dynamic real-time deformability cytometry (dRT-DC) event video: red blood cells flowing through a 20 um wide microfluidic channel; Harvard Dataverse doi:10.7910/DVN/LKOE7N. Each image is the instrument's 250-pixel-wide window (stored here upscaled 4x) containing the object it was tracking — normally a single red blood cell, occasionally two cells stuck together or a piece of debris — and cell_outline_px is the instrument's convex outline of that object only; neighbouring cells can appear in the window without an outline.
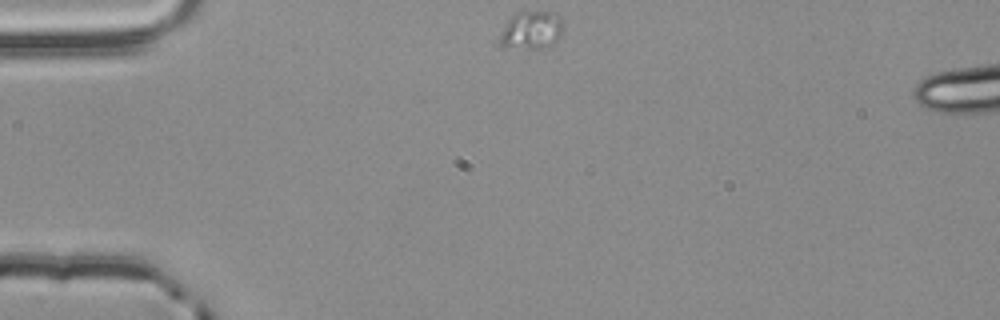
{"species": "common noctule bat (a hibernating species)", "species_latin": "Nyctalus noctula", "temperature_condition": "room temperature", "stored_images_in_passage": 7, "camera_frame_rate_fps": 3000, "um_per_image_px": 0.085, "animal": {"sex": "male", "body_mass_g": 20.4}, "frame": {"image": 1, "passage_image": 1, "time_ms": 0.0, "image_size_px": [1000, 320], "cell_outline_px": [[560, 36], [552, 44], [540, 48], [504, 48], [496, 40], [500, 32], [508, 20], [516, 12], [556, 12], [560, 16]], "centroid_in_image_um": [45.08, 2.58], "position_along_channel_um": 39.9, "area_um2": 13.99}}